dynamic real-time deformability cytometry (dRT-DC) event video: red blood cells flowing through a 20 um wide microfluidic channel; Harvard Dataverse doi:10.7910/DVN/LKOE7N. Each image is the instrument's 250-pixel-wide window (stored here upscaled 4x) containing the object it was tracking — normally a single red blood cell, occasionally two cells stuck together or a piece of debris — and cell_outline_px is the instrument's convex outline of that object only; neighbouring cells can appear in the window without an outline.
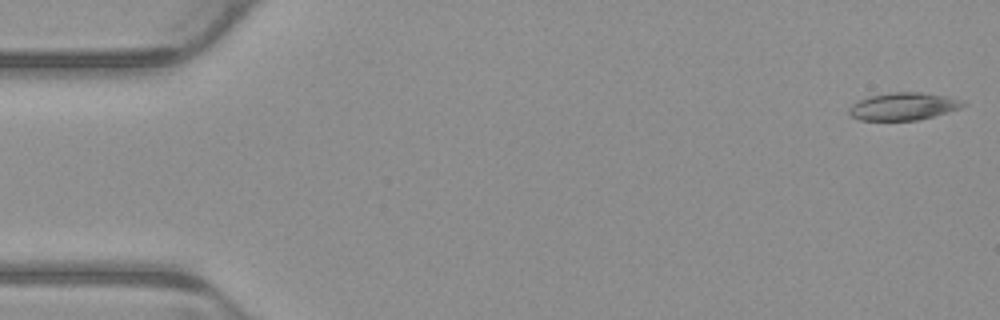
{"species": "common noctule bat (a hibernating species)", "species_latin": "Nyctalus noctula", "temperature_condition": "warm", "stored_images_in_passage": 4, "camera_frame_rate_fps": 3000, "um_per_image_px": 0.085, "animal": {"sex": "male", "body_mass_g": 23.1, "forearm_length_mm": 52.7}, "frame": {"image": 1, "passage_image": 1, "time_ms": 0.0, "image_size_px": [1000, 320], "cell_outline_px": [[968, 104], [960, 108], [932, 116], [916, 120], [860, 120], [848, 116], [848, 108], [852, 104], [868, 96], [892, 92], [924, 92], [948, 96], [964, 100]], "centroid_in_image_um": [76.78, 9.03], "position_along_channel_um": 8.2, "area_um2": 18.44}}